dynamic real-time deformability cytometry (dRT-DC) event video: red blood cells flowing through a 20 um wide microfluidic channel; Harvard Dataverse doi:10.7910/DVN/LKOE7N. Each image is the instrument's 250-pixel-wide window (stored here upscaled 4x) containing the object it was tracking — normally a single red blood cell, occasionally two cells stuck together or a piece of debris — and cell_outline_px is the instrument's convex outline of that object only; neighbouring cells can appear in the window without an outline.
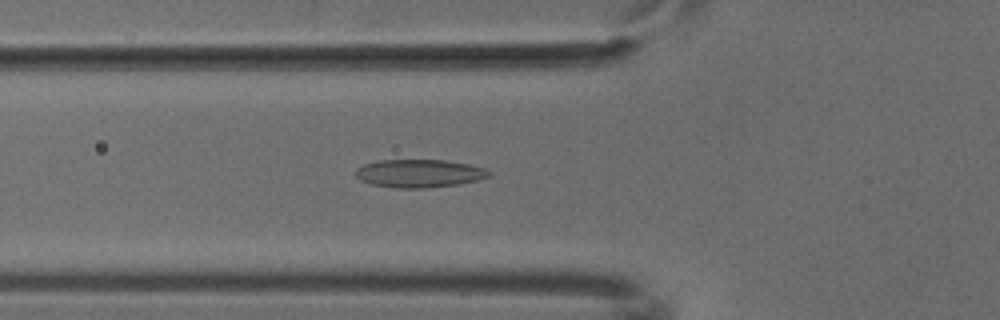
{"species": "common noctule bat (a hibernating species)", "species_latin": "Nyctalus noctula", "temperature_condition": "cold", "stored_images_in_passage": 36, "camera_frame_rate_fps": 3000, "um_per_image_px": 0.085, "animal": {"sex": "male", "body_mass_g": 18.8}, "frame": {"image": 1, "passage_image": 10, "time_ms": 3.0, "image_size_px": [1000, 320], "cell_outline_px": [[492, 172], [488, 176], [480, 180], [456, 184], [428, 188], [396, 188], [372, 184], [360, 180], [356, 176], [356, 168], [364, 164], [380, 160], [444, 160], [468, 164], [484, 168]], "centroid_in_image_um": [35.63, 14.74], "position_along_channel_um": 90.2, "area_um2": 21.73}}
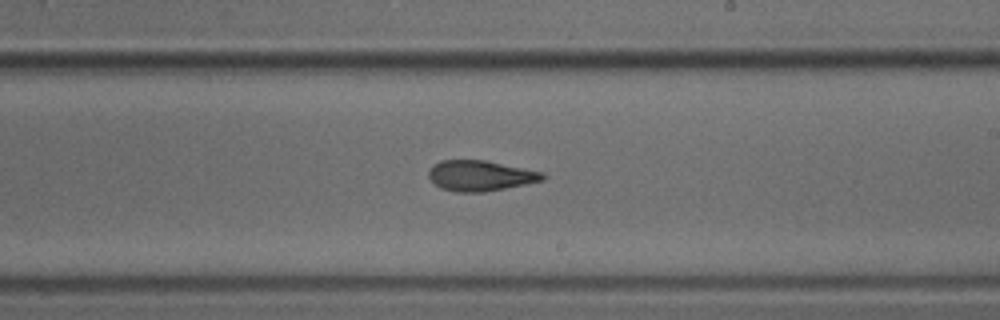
{"frame": {"image": 2, "passage_image": 22, "time_ms": 7.0, "image_size_px": [1000, 320], "cell_outline_px": [[548, 176], [544, 180], [484, 192], [456, 192], [440, 188], [428, 176], [428, 172], [432, 164], [440, 160], [484, 160], [544, 172]], "centroid_in_image_um": [40.82, 14.93], "position_along_channel_um": 248.2, "area_um2": 20.29}}
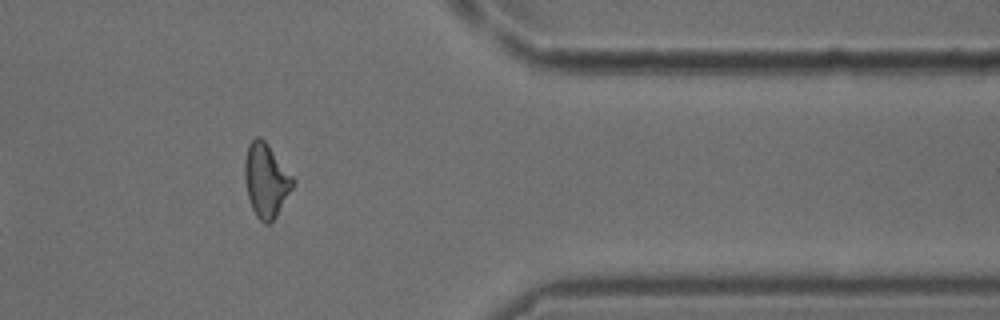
{"frame": {"image": 3, "passage_image": 34, "time_ms": 11.0, "image_size_px": [1000, 320], "cell_outline_px": [[296, 180], [292, 188], [276, 216], [268, 224], [264, 224], [256, 216], [252, 208], [248, 196], [244, 180], [244, 160], [248, 144], [256, 136], [260, 136], [268, 144]], "centroid_in_image_um": [22.6, 15.3], "position_along_channel_um": 388.8, "area_um2": 20.69}}